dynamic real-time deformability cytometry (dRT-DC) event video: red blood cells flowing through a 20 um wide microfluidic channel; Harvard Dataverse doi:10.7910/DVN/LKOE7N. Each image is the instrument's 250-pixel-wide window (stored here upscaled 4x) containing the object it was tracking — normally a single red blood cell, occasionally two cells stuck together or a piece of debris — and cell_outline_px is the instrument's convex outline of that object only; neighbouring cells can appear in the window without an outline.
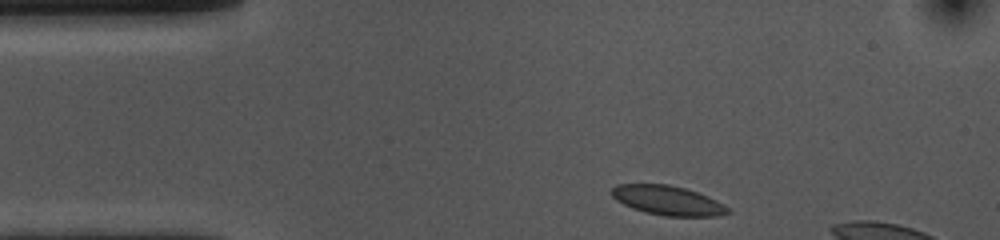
{"species": "common noctule bat (a hibernating species)", "species_latin": "Nyctalus noctula", "temperature_condition": "cold", "stored_images_in_passage": 7, "camera_frame_rate_fps": 3000, "um_per_image_px": 0.085, "animal": {"sex": "female", "body_mass_g": 10.0, "forearm_length_mm": 53.1}, "frame": {"image": 1, "passage_image": 1, "time_ms": 0.0, "image_size_px": [1000, 240], "cell_outline_px": [[732, 212], [716, 216], [664, 216], [644, 212], [632, 208], [616, 200], [612, 196], [612, 188], [616, 184], [668, 184], [684, 188], [708, 196], [716, 200], [728, 208]], "centroid_in_image_um": [56.74, 17.04], "position_along_channel_um": 28.3, "area_um2": 19.83}}